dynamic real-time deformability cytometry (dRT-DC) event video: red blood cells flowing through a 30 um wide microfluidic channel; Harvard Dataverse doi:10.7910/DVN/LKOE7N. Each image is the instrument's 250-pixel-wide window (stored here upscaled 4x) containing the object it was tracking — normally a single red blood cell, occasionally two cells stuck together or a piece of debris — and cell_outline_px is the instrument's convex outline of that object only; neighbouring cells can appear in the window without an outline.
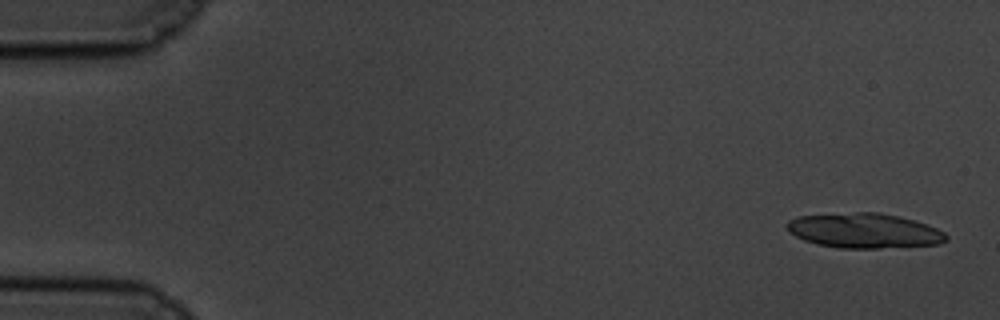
{"species": "common noctule bat (a hibernating species)", "species_latin": "Nyctalus noctula", "temperature_condition": "cold", "stored_images_in_passage": 23, "camera_frame_rate_fps": 3000, "um_per_image_px": 0.085, "animal": {"sex": "male", "body_mass_g": 19.5, "forearm_length_mm": 54.6}, "frame": {"image": 1, "passage_image": 2, "time_ms": 0.333, "image_size_px": [1000, 320], "cell_outline_px": [[948, 240], [940, 244], [880, 248], [840, 248], [816, 244], [804, 240], [788, 232], [784, 224], [788, 220], [800, 216], [856, 212], [876, 212], [896, 216], [912, 220], [936, 228], [944, 232], [948, 236]], "centroid_in_image_um": [73.42, 19.61], "position_along_channel_um": 11.6, "area_um2": 32.25}}